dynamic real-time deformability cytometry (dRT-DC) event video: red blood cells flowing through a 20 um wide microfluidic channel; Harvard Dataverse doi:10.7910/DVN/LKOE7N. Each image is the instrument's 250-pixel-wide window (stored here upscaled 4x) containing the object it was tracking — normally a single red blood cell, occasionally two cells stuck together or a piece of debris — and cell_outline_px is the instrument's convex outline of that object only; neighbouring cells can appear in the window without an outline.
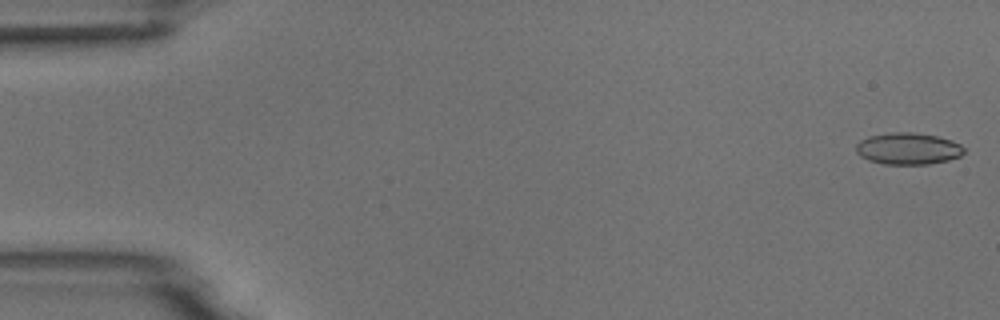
{"species": "common noctule bat (a hibernating species)", "species_latin": "Nyctalus noctula", "temperature_condition": "room temperature", "stored_images_in_passage": 52, "camera_frame_rate_fps": 3000, "um_per_image_px": 0.085, "animal": {"sex": "male", "body_mass_g": 18.8}, "frame": {"image": 1, "passage_image": 1, "time_ms": 0.0, "image_size_px": [1000, 320], "cell_outline_px": [[964, 152], [960, 156], [948, 160], [928, 164], [884, 164], [868, 160], [860, 156], [856, 152], [856, 144], [860, 140], [868, 136], [892, 132], [912, 132], [936, 136], [952, 140], [960, 144], [964, 148]], "centroid_in_image_um": [77.17, 12.63], "position_along_channel_um": 7.8, "area_um2": 20.0}}
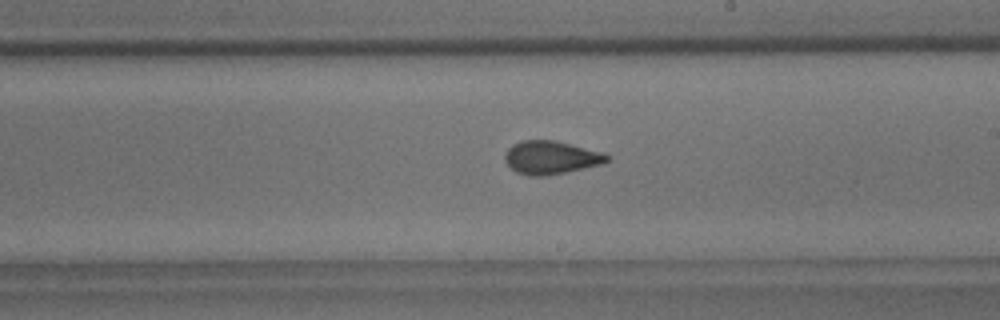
{"frame": {"image": 2, "passage_image": 31, "time_ms": 10.0, "image_size_px": [1000, 320], "cell_outline_px": [[612, 156], [604, 164], [544, 176], [528, 176], [516, 172], [504, 160], [504, 152], [512, 144], [524, 140], [556, 140], [604, 152]], "centroid_in_image_um": [46.85, 13.38], "position_along_channel_um": 242.2, "area_um2": 20.0}}
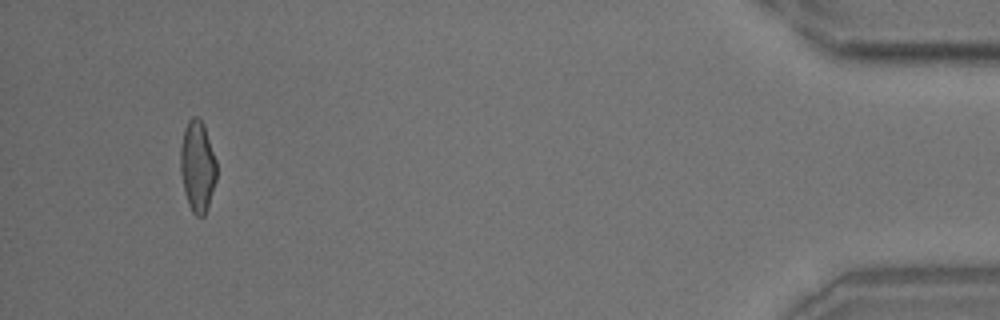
{"frame": {"image": 3, "passage_image": 51, "time_ms": 16.667, "image_size_px": [1000, 320], "cell_outline_px": [[216, 180], [208, 208], [204, 216], [196, 216], [192, 212], [188, 204], [184, 192], [180, 172], [180, 148], [184, 128], [188, 120], [192, 116], [196, 116], [204, 124], [216, 160]], "centroid_in_image_um": [16.77, 14.14], "position_along_channel_um": 418.4, "area_um2": 19.42}}